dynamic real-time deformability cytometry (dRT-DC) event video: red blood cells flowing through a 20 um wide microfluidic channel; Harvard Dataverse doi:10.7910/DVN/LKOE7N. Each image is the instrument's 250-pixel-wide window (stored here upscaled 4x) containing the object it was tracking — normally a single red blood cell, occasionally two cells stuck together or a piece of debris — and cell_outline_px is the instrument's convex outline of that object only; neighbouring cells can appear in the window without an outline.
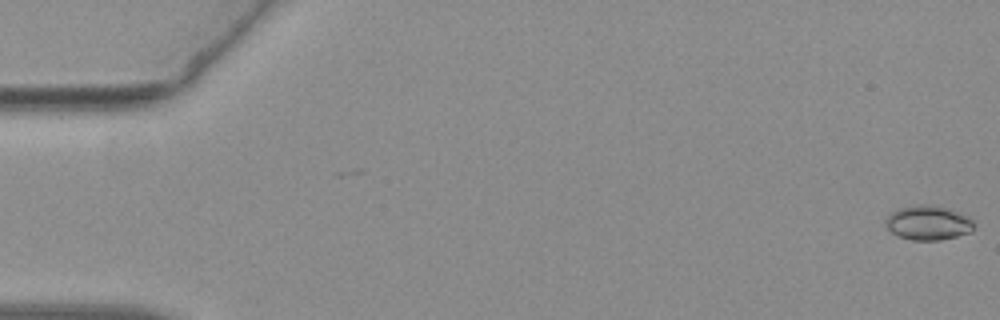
{"species": "common noctule bat (a hibernating species)", "species_latin": "Nyctalus noctula", "temperature_condition": "warm", "stored_images_in_passage": 55, "camera_frame_rate_fps": 3000, "um_per_image_px": 0.085, "animal": {"sex": "female", "body_mass_g": 19.3, "forearm_length_mm": 54.1}, "frame": {"image": 1, "passage_image": 1, "time_ms": 0.0, "image_size_px": [1000, 320], "cell_outline_px": [[972, 232], [940, 240], [912, 240], [900, 236], [892, 232], [884, 224], [884, 220], [896, 208], [920, 204], [928, 204], [948, 208], [968, 216], [972, 220]], "centroid_in_image_um": [78.87, 18.92], "position_along_channel_um": 6.1, "area_um2": 17.69}}
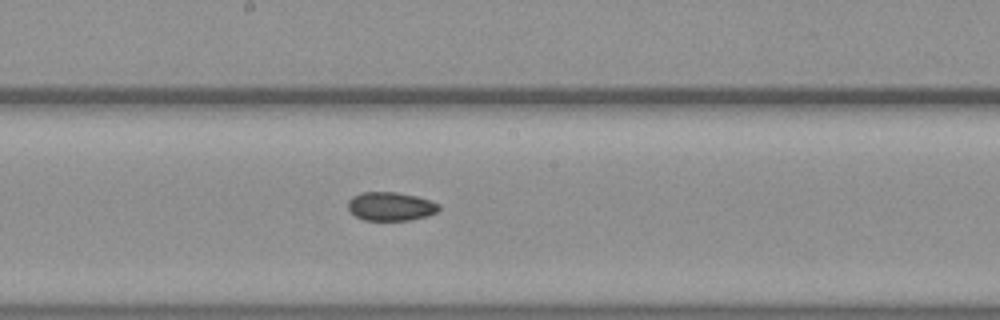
{"frame": {"image": 2, "passage_image": 30, "time_ms": 9.667, "image_size_px": [1000, 320], "cell_outline_px": [[440, 208], [436, 212], [428, 216], [412, 220], [364, 220], [348, 212], [348, 200], [352, 196], [360, 192], [396, 192], [416, 196], [440, 204]], "centroid_in_image_um": [33.18, 17.54], "position_along_channel_um": 215.0, "area_um2": 15.32}}
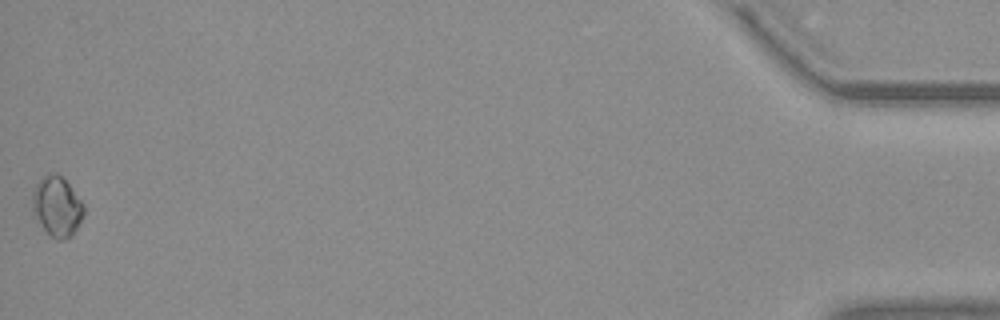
{"frame": {"image": 3, "passage_image": 55, "time_ms": 18.0, "image_size_px": [1000, 320], "cell_outline_px": [[84, 216], [72, 236], [64, 240], [56, 240], [44, 228], [36, 216], [32, 208], [32, 192], [36, 184], [48, 172], [56, 172], [68, 184], [84, 204]], "centroid_in_image_um": [4.86, 17.54], "position_along_channel_um": 430.3, "area_um2": 17.8}, "authors_computed_cell_mechanics": {"area_um2": 15.6638, "velocity_mm_per_s": 3.7856, "shape_relaxation_time_tau1_ms": null, "shape_relaxation_time_tau2_ms": 1.7013, "deformation_change_tau1": null, "deformation_change_tau2": 0.0267}}